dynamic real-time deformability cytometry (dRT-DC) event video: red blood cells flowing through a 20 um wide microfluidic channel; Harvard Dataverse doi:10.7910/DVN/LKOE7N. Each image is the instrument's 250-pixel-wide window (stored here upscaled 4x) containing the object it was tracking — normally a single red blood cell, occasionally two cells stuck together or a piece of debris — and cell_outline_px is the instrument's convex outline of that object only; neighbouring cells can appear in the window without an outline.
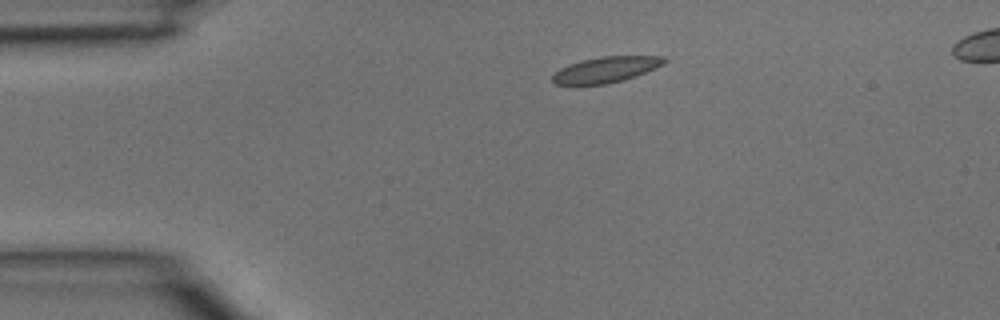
{"species": "common noctule bat (a hibernating species)", "species_latin": "Nyctalus noctula", "temperature_condition": "room temperature", "stored_images_in_passage": 5, "camera_frame_rate_fps": 3000, "um_per_image_px": 0.085, "animal": {"sex": "male", "body_mass_g": 15.6}, "frame": {"image": 1, "passage_image": 5, "time_ms": 1.333, "image_size_px": [1000, 320], "cell_outline_px": [[668, 60], [664, 64], [656, 68], [636, 76], [624, 80], [604, 84], [556, 84], [552, 80], [552, 76], [560, 68], [568, 64], [580, 60], [600, 56], [664, 56]], "centroid_in_image_um": [51.54, 5.9], "position_along_channel_um": 33.5, "area_um2": 16.82}}